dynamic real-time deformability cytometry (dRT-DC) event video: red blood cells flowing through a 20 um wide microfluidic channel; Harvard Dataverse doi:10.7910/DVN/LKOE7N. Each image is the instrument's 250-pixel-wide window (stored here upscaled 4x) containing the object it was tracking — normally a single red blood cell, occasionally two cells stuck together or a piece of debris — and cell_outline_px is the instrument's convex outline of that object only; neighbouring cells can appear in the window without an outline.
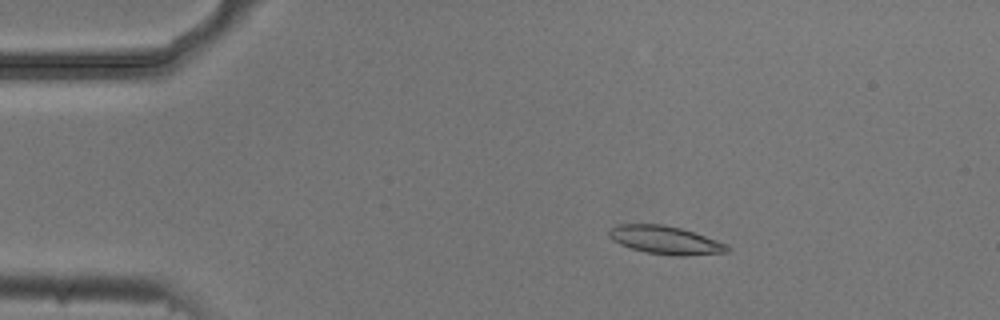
{"species": "common noctule bat (a hibernating species)", "species_latin": "Nyctalus noctula", "temperature_condition": "cold", "stored_images_in_passage": 8, "camera_frame_rate_fps": 3000, "um_per_image_px": 0.085, "animal": {"sex": "male", "body_mass_g": 20.5, "forearm_length_mm": 52.5}, "frame": {"image": 1, "passage_image": 1, "time_ms": 0.0, "image_size_px": [1000, 320], "cell_outline_px": [[732, 248], [728, 252], [684, 256], [676, 256], [644, 252], [620, 244], [612, 240], [608, 236], [608, 232], [612, 228], [620, 224], [660, 224], [680, 228], [728, 244]], "centroid_in_image_um": [56.57, 20.42], "position_along_channel_um": 28.4, "area_um2": 19.31}}
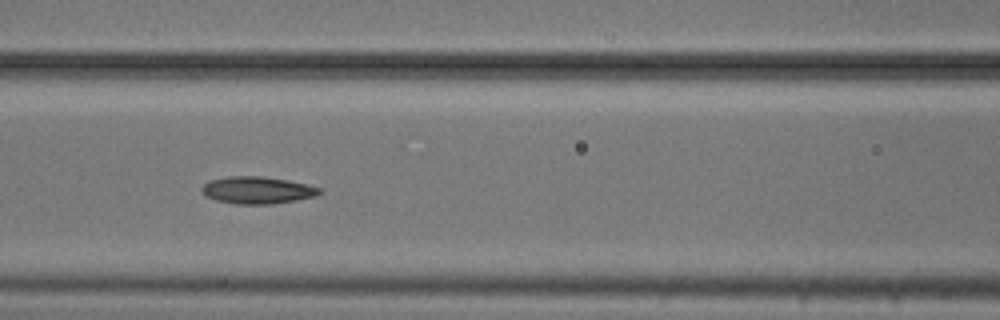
{"frame": {"image": 2, "passage_image": 5, "time_ms": 1.333, "image_size_px": [1000, 320], "cell_outline_px": [[324, 192], [316, 196], [296, 200], [272, 204], [236, 204], [216, 200], [204, 196], [200, 188], [208, 180], [228, 176], [264, 176], [288, 180], [308, 184], [324, 188]], "centroid_in_image_um": [21.9, 16.16], "position_along_channel_um": 144.7, "area_um2": 19.02}}
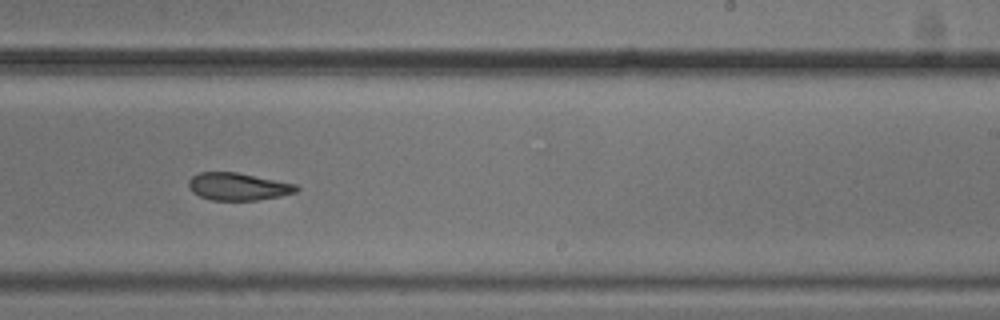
{"frame": {"image": 3, "passage_image": 8, "time_ms": 2.333, "image_size_px": [1000, 320], "cell_outline_px": [[300, 188], [296, 192], [280, 196], [256, 200], [212, 200], [200, 196], [192, 192], [188, 188], [188, 180], [192, 176], [200, 172], [236, 172], [296, 184]], "centroid_in_image_um": [20.21, 15.85], "position_along_channel_um": 268.8, "area_um2": 17.22}}